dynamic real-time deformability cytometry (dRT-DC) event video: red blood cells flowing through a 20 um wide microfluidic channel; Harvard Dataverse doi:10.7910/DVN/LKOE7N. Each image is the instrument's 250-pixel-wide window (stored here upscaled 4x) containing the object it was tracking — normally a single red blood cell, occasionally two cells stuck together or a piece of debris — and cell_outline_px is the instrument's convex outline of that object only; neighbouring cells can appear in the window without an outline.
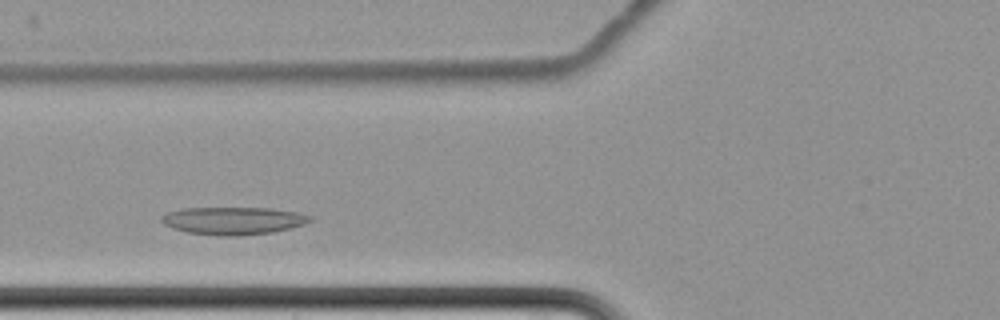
{"species": "common noctule bat (a hibernating species)", "species_latin": "Nyctalus noctula", "temperature_condition": "cold", "stored_images_in_passage": 6, "camera_frame_rate_fps": 3000, "um_per_image_px": 0.085, "animal": {"sex": "female", "body_mass_g": 22.7, "forearm_length_mm": 54.2}, "frame": {"image": 1, "passage_image": 2, "time_ms": 1.0, "image_size_px": [1000, 320], "cell_outline_px": [[312, 220], [304, 224], [292, 228], [272, 232], [240, 236], [220, 236], [188, 232], [172, 228], [164, 224], [160, 220], [160, 216], [164, 212], [180, 208], [272, 208], [300, 212], [312, 216]], "centroid_in_image_um": [19.82, 18.75], "position_along_channel_um": 106.0, "area_um2": 24.28}}
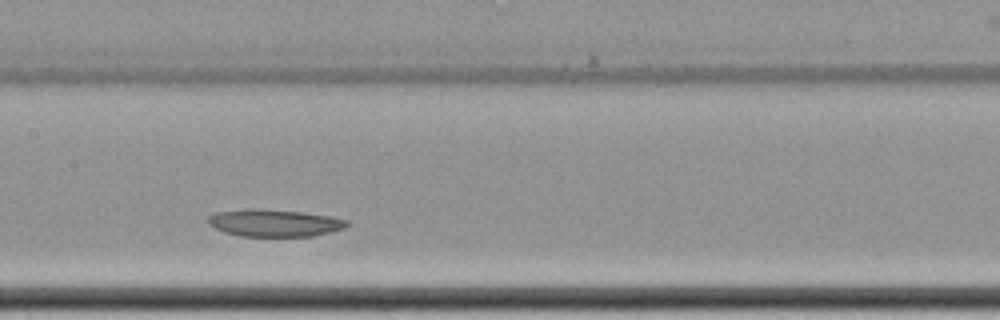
{"frame": {"image": 2, "passage_image": 4, "time_ms": 3.333, "image_size_px": [1000, 320], "cell_outline_px": [[348, 224], [344, 228], [332, 232], [312, 236], [240, 236], [224, 232], [208, 224], [208, 216], [216, 212], [248, 208], [260, 208], [300, 212], [332, 216], [348, 220]], "centroid_in_image_um": [23.32, 18.94], "position_along_channel_um": 184.1, "area_um2": 22.14}}
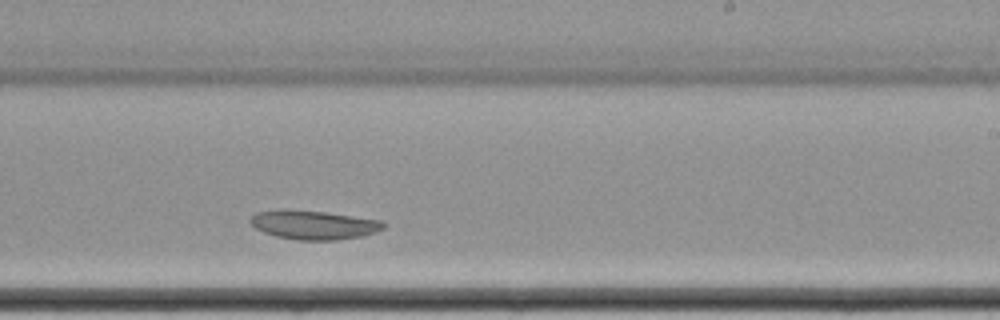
{"frame": {"image": 3, "passage_image": 6, "time_ms": 5.667, "image_size_px": [1000, 320], "cell_outline_px": [[384, 228], [364, 236], [336, 240], [296, 240], [276, 236], [264, 232], [256, 228], [248, 220], [256, 212], [280, 208], [284, 208], [324, 212], [384, 220]], "centroid_in_image_um": [26.65, 19.1], "position_along_channel_um": 262.4, "area_um2": 22.72}}